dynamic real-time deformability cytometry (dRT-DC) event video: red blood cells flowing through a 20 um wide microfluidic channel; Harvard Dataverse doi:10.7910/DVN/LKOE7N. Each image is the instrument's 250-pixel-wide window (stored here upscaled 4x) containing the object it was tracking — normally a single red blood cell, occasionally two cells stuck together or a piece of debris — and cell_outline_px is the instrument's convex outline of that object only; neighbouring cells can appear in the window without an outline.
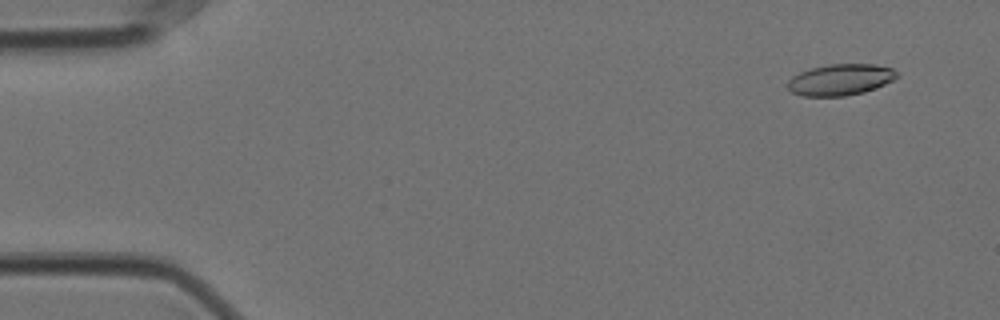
{"species": "Egyptian fruit bat (a non-hibernating species)", "species_latin": "Rousettus aegyptiacus", "temperature_condition": "cold", "stored_images_in_passage": 57, "camera_frame_rate_fps": 3000, "um_per_image_px": 0.085, "animal": {"sex": "female"}, "frame": {"image": 1, "passage_image": 4, "time_ms": 1.0, "image_size_px": [1000, 320], "cell_outline_px": [[900, 76], [884, 84], [864, 92], [844, 96], [804, 96], [792, 92], [788, 88], [788, 80], [792, 76], [800, 72], [812, 68], [828, 64], [872, 64], [892, 68]], "centroid_in_image_um": [71.43, 6.77], "position_along_channel_um": 13.6, "area_um2": 19.77}}
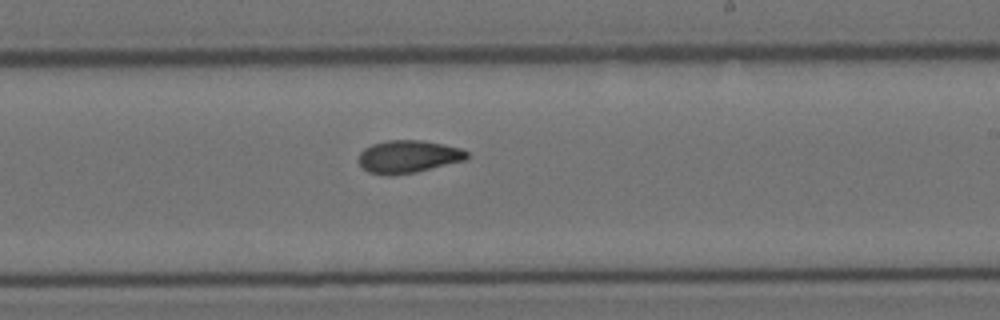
{"frame": {"image": 2, "passage_image": 34, "time_ms": 11.0, "image_size_px": [1000, 320], "cell_outline_px": [[468, 156], [464, 160], [416, 172], [392, 176], [388, 176], [368, 172], [360, 164], [360, 152], [364, 148], [372, 144], [388, 140], [420, 140], [444, 144], [460, 148], [468, 152]], "centroid_in_image_um": [34.69, 13.31], "position_along_channel_um": 254.3, "area_um2": 20.52}}
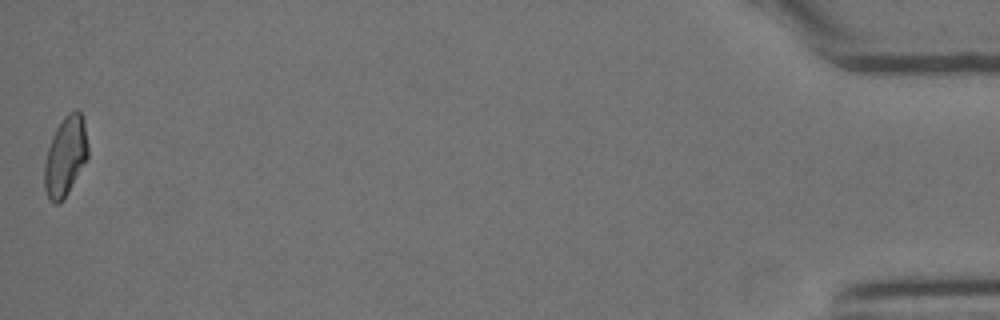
{"frame": {"image": 3, "passage_image": 57, "time_ms": 18.667, "image_size_px": [1000, 320], "cell_outline_px": [[88, 156], [64, 200], [60, 204], [52, 204], [48, 200], [44, 188], [44, 164], [48, 148], [52, 136], [56, 128], [64, 116], [68, 112], [76, 108], [84, 116], [88, 148]], "centroid_in_image_um": [5.55, 13.29], "position_along_channel_um": 429.6, "area_um2": 20.52}, "authors_computed_cell_mechanics": {"area_um2": 20.23, "velocity_mm_per_s": 3.5422, "shape_relaxation_time_tau1_ms": 8.546, "shape_relaxation_time_tau2_ms": 5.5471, "deformation_change_tau1": 0.1895, "deformation_change_tau2": 0.0991}}